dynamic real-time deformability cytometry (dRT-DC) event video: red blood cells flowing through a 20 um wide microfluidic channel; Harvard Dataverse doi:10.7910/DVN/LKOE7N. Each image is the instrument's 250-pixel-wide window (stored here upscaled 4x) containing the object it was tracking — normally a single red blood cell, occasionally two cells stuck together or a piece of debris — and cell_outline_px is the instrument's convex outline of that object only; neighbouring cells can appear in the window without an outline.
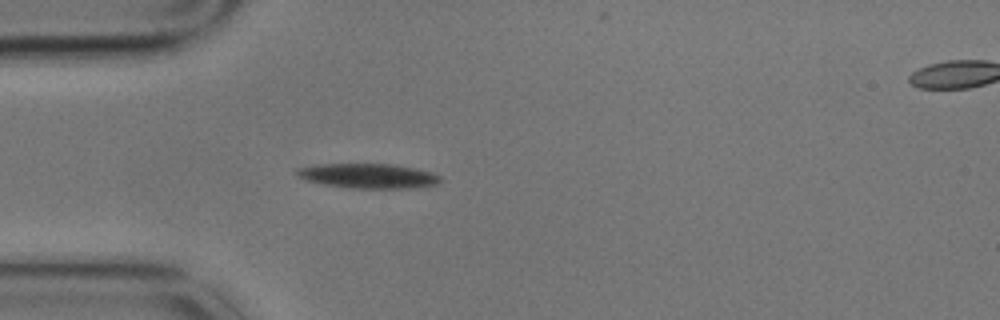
{"species": "common noctule bat (a hibernating species)", "species_latin": "Nyctalus noctula", "temperature_condition": "cold", "stored_images_in_passage": 4, "segment_of_instrument_passage": [1, 2], "camera_frame_rate_fps": 3000, "um_per_image_px": 0.085, "animal": {"sex": "male", "body_mass_g": 17.9}, "frame": {"image": 1, "passage_image": 3, "time_ms": 0.667, "image_size_px": [1000, 320], "cell_outline_px": [[440, 180], [436, 184], [408, 188], [348, 188], [324, 184], [308, 180], [296, 176], [296, 168], [320, 164], [396, 164], [416, 168], [432, 172], [440, 176]], "centroid_in_image_um": [31.29, 14.94], "position_along_channel_um": 53.7, "area_um2": 20.58}}